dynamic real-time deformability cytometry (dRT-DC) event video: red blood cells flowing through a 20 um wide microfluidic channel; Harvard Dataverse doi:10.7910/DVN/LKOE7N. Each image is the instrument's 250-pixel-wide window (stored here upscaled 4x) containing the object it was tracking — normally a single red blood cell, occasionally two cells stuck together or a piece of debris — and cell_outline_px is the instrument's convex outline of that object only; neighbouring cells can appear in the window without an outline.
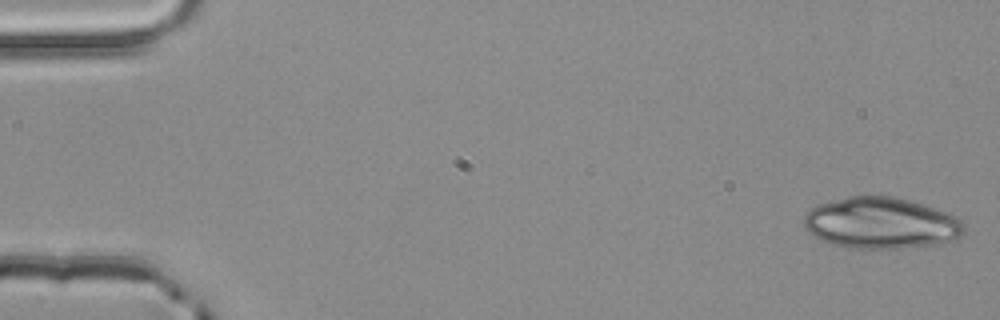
{"species": "common noctule bat (a hibernating species)", "species_latin": "Nyctalus noctula", "temperature_condition": "room temperature", "stored_images_in_passage": 4, "camera_frame_rate_fps": 3000, "um_per_image_px": 0.085, "animal": {"sex": "male", "body_mass_g": 20.4}, "frame": {"image": 1, "passage_image": 1, "time_ms": 0.0, "image_size_px": [1000, 320], "cell_outline_px": [[964, 232], [960, 236], [952, 240], [936, 244], [900, 248], [848, 248], [832, 244], [808, 232], [804, 228], [804, 212], [820, 204], [848, 196], [892, 196], [908, 200], [956, 216], [964, 224]], "centroid_in_image_um": [74.86, 18.96], "position_along_channel_um": 10.1, "area_um2": 47.45}}